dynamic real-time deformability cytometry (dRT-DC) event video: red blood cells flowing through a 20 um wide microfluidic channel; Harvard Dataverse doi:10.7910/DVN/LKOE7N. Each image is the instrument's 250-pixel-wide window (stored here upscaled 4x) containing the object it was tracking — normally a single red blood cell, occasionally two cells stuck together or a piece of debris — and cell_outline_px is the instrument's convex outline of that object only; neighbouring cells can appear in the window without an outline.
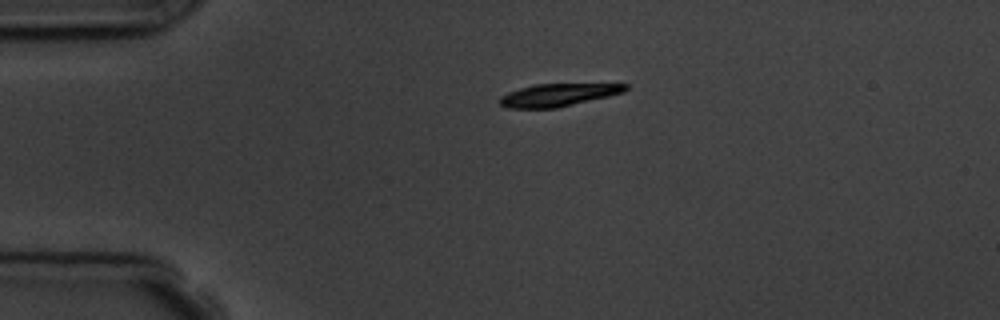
{"species": "common noctule bat (a hibernating species)", "species_latin": "Nyctalus noctula", "temperature_condition": "room temperature", "stored_images_in_passage": 2, "camera_frame_rate_fps": 3000, "um_per_image_px": 0.085, "animal": {"sex": "male", "body_mass_g": 19.5, "forearm_length_mm": 54.6}, "frame": {"image": 1, "passage_image": 1, "time_ms": 0.0, "image_size_px": [1000, 320], "cell_outline_px": [[628, 88], [624, 92], [608, 96], [556, 108], [508, 108], [500, 104], [496, 100], [500, 96], [508, 92], [520, 88], [536, 84], [628, 84]], "centroid_in_image_um": [47.39, 8.07], "position_along_channel_um": 37.6, "area_um2": 16.47}}